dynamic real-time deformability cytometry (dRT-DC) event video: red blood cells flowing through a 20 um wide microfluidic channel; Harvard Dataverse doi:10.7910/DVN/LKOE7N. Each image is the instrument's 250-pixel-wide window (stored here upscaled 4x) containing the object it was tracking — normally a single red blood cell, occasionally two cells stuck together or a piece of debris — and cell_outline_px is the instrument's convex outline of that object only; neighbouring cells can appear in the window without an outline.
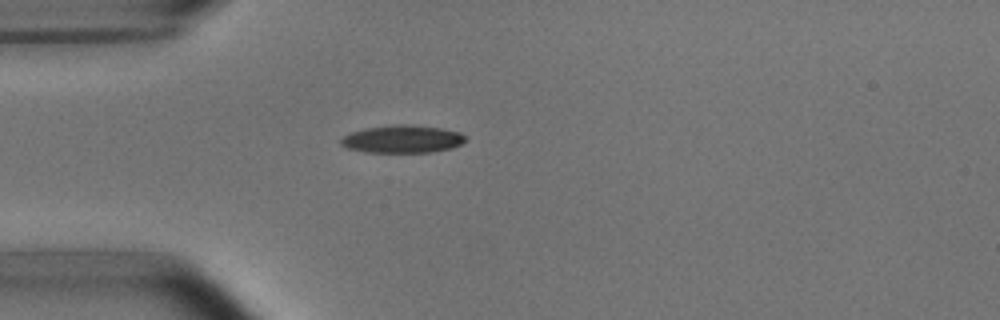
{"species": "common noctule bat (a hibernating species)", "species_latin": "Nyctalus noctula", "temperature_condition": "room temperature", "stored_images_in_passage": 1, "camera_frame_rate_fps": 3000, "um_per_image_px": 0.085, "animal": {"sex": "male", "body_mass_g": 15.6}, "frame": {"image": 1, "passage_image": 1, "time_ms": 0.0, "image_size_px": [1000, 320], "cell_outline_px": [[468, 140], [452, 148], [432, 152], [368, 152], [348, 148], [340, 144], [340, 140], [344, 136], [352, 132], [364, 128], [396, 124], [408, 124], [440, 128], [460, 132]], "centroid_in_image_um": [34.22, 11.82], "position_along_channel_um": 50.8, "area_um2": 20.06}}